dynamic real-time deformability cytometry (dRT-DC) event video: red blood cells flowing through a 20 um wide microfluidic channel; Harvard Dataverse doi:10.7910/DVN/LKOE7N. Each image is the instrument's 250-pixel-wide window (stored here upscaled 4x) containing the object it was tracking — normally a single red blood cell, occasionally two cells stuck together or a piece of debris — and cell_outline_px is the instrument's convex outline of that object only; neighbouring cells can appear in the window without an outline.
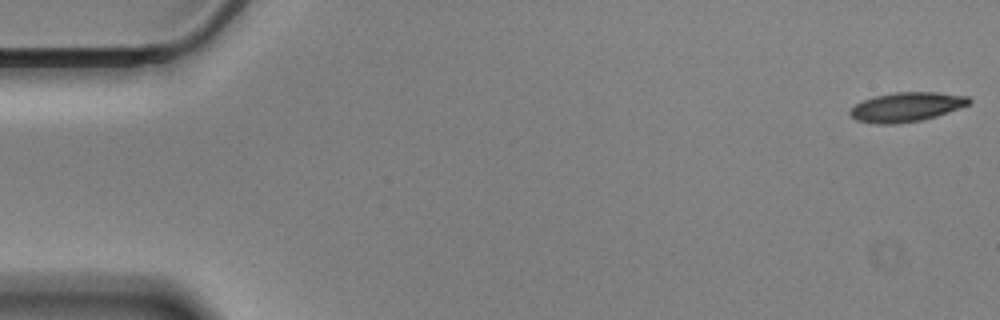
{"species": "Egyptian fruit bat (a non-hibernating species)", "species_latin": "Rousettus aegyptiacus", "temperature_condition": "cold", "stored_images_in_passage": 58, "camera_frame_rate_fps": 3000, "um_per_image_px": 0.085, "animal": {"sex": "male"}, "frame": {"image": 1, "passage_image": 1, "time_ms": 0.0, "image_size_px": [1000, 320], "cell_outline_px": [[972, 100], [968, 104], [960, 108], [936, 116], [920, 120], [896, 124], [876, 124], [856, 120], [848, 112], [856, 104], [864, 100], [876, 96], [892, 92], [936, 92], [968, 96]], "centroid_in_image_um": [77.05, 9.09], "position_along_channel_um": 7.9, "area_um2": 20.23}}
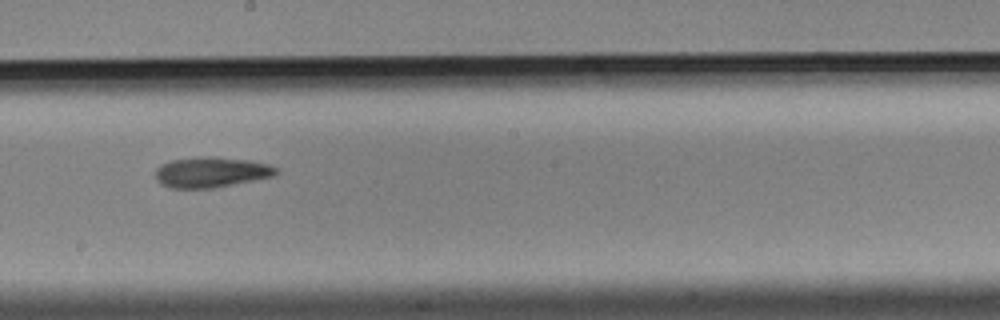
{"frame": {"image": 2, "passage_image": 32, "time_ms": 10.333, "image_size_px": [1000, 320], "cell_outline_px": [[280, 172], [276, 176], [212, 188], [168, 188], [160, 184], [156, 180], [156, 168], [160, 164], [168, 160], [204, 156], [248, 160], [268, 164], [276, 168]], "centroid_in_image_um": [17.92, 14.64], "position_along_channel_um": 230.3, "area_um2": 21.56}}
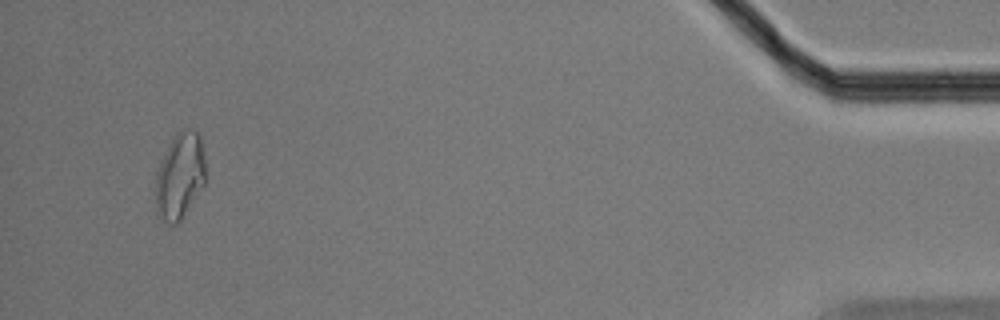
{"frame": {"image": 3, "passage_image": 55, "time_ms": 18.0, "image_size_px": [1000, 320], "cell_outline_px": [[208, 180], [180, 220], [176, 224], [168, 224], [160, 220], [156, 216], [156, 172], [164, 152], [168, 144], [176, 132], [180, 128], [196, 128], [200, 136], [204, 152]], "centroid_in_image_um": [15.31, 14.91], "position_along_channel_um": 419.9, "area_um2": 26.01}, "authors_computed_cell_mechanics": {"area_um2": 21.1837, "velocity_mm_per_s": 3.4563, "shape_relaxation_time_tau1_ms": null, "shape_relaxation_time_tau2_ms": 9.3228, "deformation_change_tau1": null, "deformation_change_tau2": 0.1817}}